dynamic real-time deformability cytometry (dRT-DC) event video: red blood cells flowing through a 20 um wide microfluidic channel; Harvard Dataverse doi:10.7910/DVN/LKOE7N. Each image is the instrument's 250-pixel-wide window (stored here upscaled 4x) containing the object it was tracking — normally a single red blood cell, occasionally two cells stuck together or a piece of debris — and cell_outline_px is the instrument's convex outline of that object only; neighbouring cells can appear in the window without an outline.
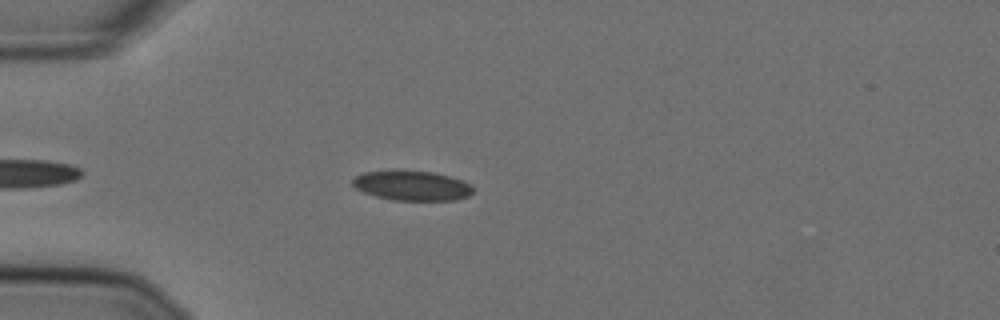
{"species": "Egyptian fruit bat (a non-hibernating species)", "species_latin": "Rousettus aegyptiacus", "temperature_condition": "cold", "stored_images_in_passage": 47, "camera_frame_rate_fps": 3000, "um_per_image_px": 0.085, "animal": {"sex": "female"}, "frame": {"image": 1, "passage_image": 7, "time_ms": 2.0, "image_size_px": [1000, 320], "cell_outline_px": [[472, 192], [468, 196], [456, 200], [392, 200], [376, 196], [364, 192], [356, 188], [352, 184], [352, 180], [356, 176], [364, 172], [396, 168], [400, 168], [432, 172], [448, 176], [460, 180], [468, 184], [472, 188]], "centroid_in_image_um": [34.95, 15.74], "position_along_channel_um": 50.0, "area_um2": 21.21}}
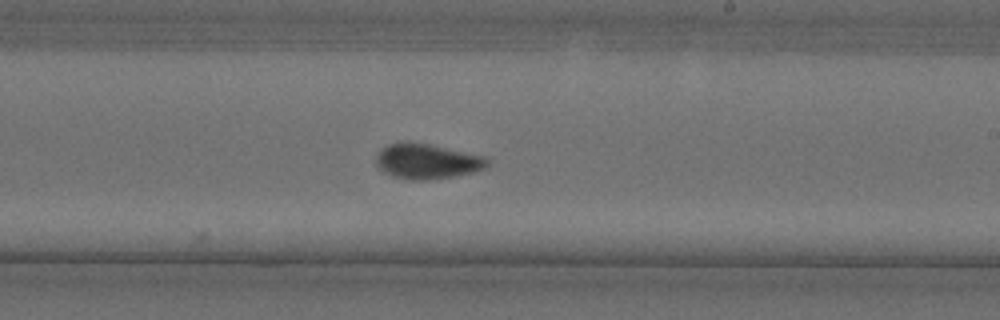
{"frame": {"image": 2, "passage_image": 25, "time_ms": 8.0, "image_size_px": [1000, 320], "cell_outline_px": [[488, 164], [484, 168], [472, 172], [452, 176], [428, 180], [408, 180], [392, 176], [384, 172], [376, 164], [376, 156], [380, 148], [388, 144], [400, 140], [428, 144], [484, 156], [488, 160]], "centroid_in_image_um": [36.22, 13.7], "position_along_channel_um": 252.8, "area_um2": 22.77}}
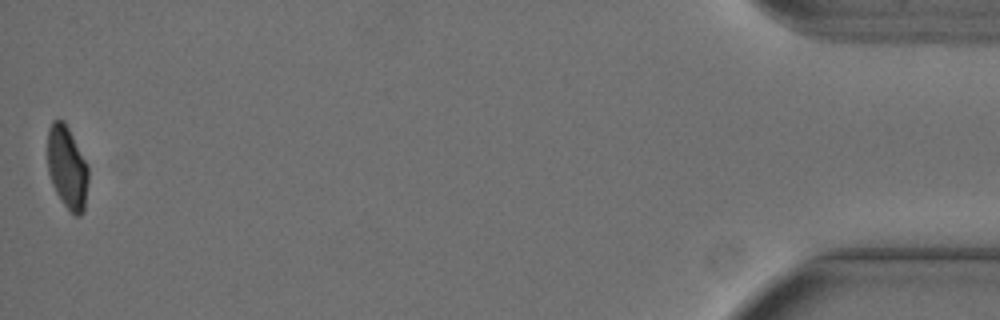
{"frame": {"image": 3, "passage_image": 47, "time_ms": 15.333, "image_size_px": [1000, 320], "cell_outline_px": [[88, 180], [84, 212], [80, 216], [76, 216], [64, 204], [56, 192], [52, 184], [48, 172], [48, 128], [52, 120], [64, 120], [88, 164]], "centroid_in_image_um": [5.71, 14.22], "position_along_channel_um": 429.5, "area_um2": 19.71}, "authors_computed_cell_mechanics": {"area_um2": 21.5594, "velocity_mm_per_s": 3.6264, "shape_relaxation_time_tau1_ms": null, "shape_relaxation_time_tau2_ms": 2.6009, "deformation_change_tau1": null, "deformation_change_tau2": 0.039}}